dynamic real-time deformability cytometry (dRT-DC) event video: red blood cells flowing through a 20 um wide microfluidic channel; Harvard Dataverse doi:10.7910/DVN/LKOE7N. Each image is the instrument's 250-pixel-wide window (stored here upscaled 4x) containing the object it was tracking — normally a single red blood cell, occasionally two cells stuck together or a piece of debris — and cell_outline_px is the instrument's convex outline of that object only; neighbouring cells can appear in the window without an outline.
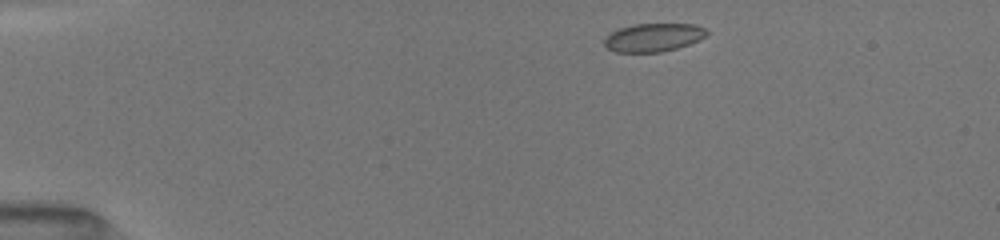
{"species": "common noctule bat (a hibernating species)", "species_latin": "Nyctalus noctula", "temperature_condition": "room temperature", "stored_images_in_passage": 3, "camera_frame_rate_fps": 3000, "um_per_image_px": 0.085, "animal": {"sex": "female", "body_mass_g": 19.5, "forearm_length_mm": 54.1}, "frame": {"image": 1, "passage_image": 1, "time_ms": 0.0, "image_size_px": [1000, 240], "cell_outline_px": [[708, 36], [700, 40], [676, 48], [660, 52], [616, 52], [608, 48], [604, 44], [604, 40], [612, 32], [620, 28], [632, 24], [692, 24], [704, 28], [708, 32]], "centroid_in_image_um": [55.56, 3.18], "position_along_channel_um": 29.4, "area_um2": 16.76}}